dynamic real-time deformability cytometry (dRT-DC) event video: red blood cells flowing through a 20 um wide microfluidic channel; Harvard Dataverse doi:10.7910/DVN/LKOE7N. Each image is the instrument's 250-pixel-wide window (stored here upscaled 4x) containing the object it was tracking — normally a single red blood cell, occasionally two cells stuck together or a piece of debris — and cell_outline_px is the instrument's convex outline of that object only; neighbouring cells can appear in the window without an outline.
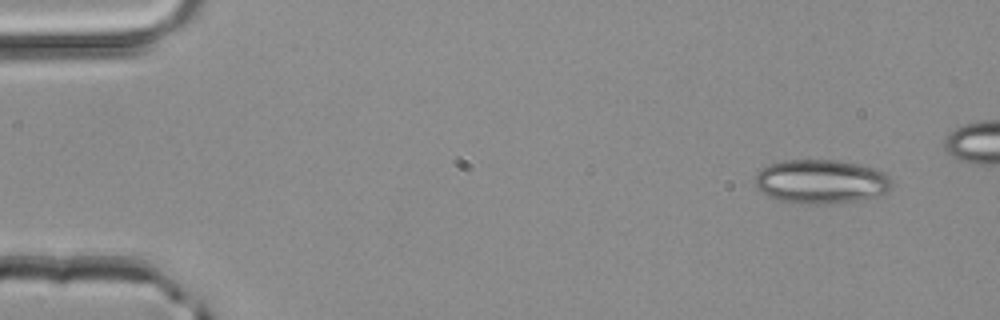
{"species": "common noctule bat (a hibernating species)", "species_latin": "Nyctalus noctula", "temperature_condition": "room temperature", "stored_images_in_passage": 4, "camera_frame_rate_fps": 3000, "um_per_image_px": 0.085, "animal": {"sex": "male", "body_mass_g": 20.4}, "frame": {"image": 1, "passage_image": 1, "time_ms": 0.0, "image_size_px": [1000, 320], "cell_outline_px": [[892, 184], [884, 192], [876, 196], [856, 200], [828, 204], [804, 204], [780, 200], [768, 196], [756, 184], [756, 172], [760, 168], [768, 164], [784, 160], [836, 160], [876, 168], [884, 172], [892, 180]], "centroid_in_image_um": [69.78, 15.42], "position_along_channel_um": 15.2, "area_um2": 34.85}}